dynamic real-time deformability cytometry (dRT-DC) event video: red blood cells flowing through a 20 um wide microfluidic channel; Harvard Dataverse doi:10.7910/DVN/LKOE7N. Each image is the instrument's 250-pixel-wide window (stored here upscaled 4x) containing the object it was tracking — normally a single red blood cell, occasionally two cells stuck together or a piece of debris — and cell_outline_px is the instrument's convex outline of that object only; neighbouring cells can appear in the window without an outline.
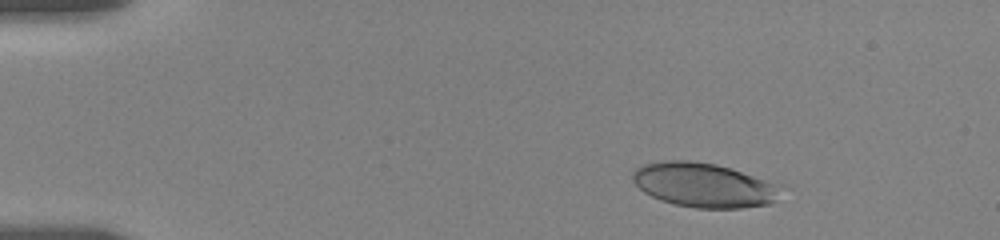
{"species": "human", "species_latin": "Homo sapiens", "temperature_condition": "room temperature", "stored_images_in_passage": 10, "camera_frame_rate_fps": 3000, "um_per_image_px": 0.085, "donor": {"sex": "female"}, "frame": {"image": 1, "passage_image": 1, "time_ms": 0.0, "image_size_px": [1000, 240], "cell_outline_px": [[780, 184], [776, 200], [768, 204], [740, 208], [696, 208], [676, 204], [660, 200], [644, 192], [632, 180], [632, 172], [636, 168], [644, 164], [664, 160], [692, 160], [716, 164]], "centroid_in_image_um": [59.79, 15.72], "position_along_channel_um": 25.2, "area_um2": 38.09}}
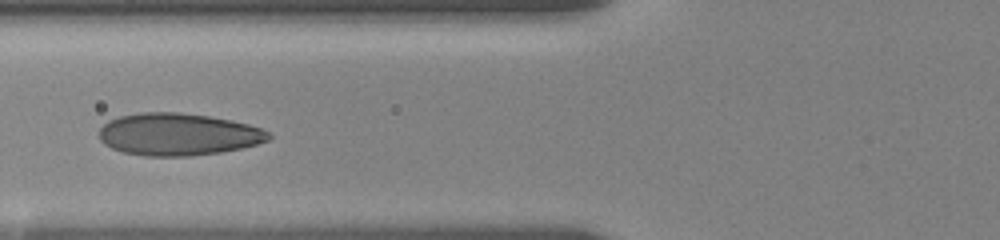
{"frame": {"image": 2, "passage_image": 5, "time_ms": 4.667, "image_size_px": [1000, 240], "cell_outline_px": [[272, 136], [268, 140], [256, 144], [240, 148], [220, 152], [192, 156], [144, 156], [124, 152], [112, 148], [104, 144], [100, 140], [96, 132], [108, 120], [120, 116], [140, 112], [180, 112], [208, 116], [232, 120], [248, 124], [260, 128], [268, 132]], "centroid_in_image_um": [15.1, 11.41], "position_along_channel_um": 110.7, "area_um2": 41.91}}
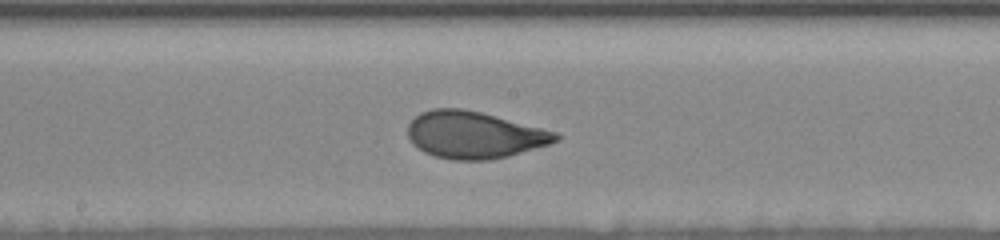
{"frame": {"image": 3, "passage_image": 9, "time_ms": 7.333, "image_size_px": [1000, 240], "cell_outline_px": [[560, 140], [548, 144], [508, 156], [488, 160], [452, 160], [432, 156], [416, 148], [412, 144], [408, 136], [408, 124], [420, 112], [432, 108], [460, 108], [480, 112], [556, 132], [560, 136]], "centroid_in_image_um": [40.25, 11.47], "position_along_channel_um": 208.0, "area_um2": 40.4}}